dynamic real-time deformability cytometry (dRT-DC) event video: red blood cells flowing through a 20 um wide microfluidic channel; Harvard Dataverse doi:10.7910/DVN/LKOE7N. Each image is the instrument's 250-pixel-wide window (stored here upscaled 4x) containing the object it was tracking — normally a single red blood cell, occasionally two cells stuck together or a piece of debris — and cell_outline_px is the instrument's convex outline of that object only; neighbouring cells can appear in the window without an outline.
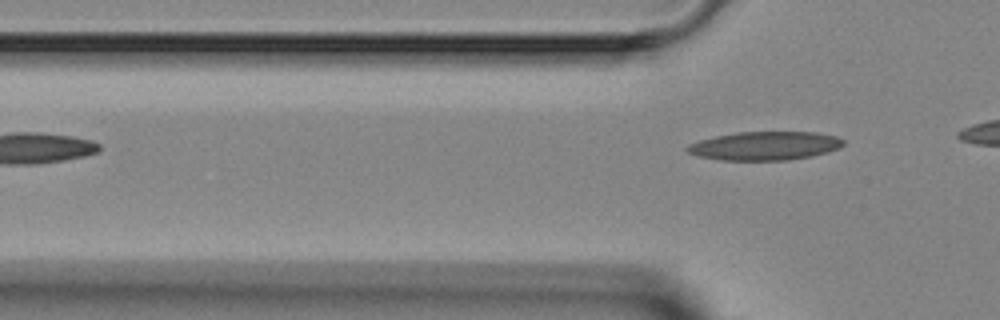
{"species": "Egyptian fruit bat (a non-hibernating species)", "species_latin": "Rousettus aegyptiacus", "temperature_condition": "room temperature", "stored_images_in_passage": 3, "camera_frame_rate_fps": 3000, "um_per_image_px": 0.085, "animal": {"sex": "female"}, "frame": {"image": 1, "passage_image": 3, "time_ms": 2.333, "image_size_px": [1000, 320], "cell_outline_px": [[844, 144], [840, 148], [828, 152], [812, 156], [788, 160], [720, 160], [696, 156], [688, 152], [684, 148], [688, 144], [700, 140], [716, 136], [736, 132], [816, 132], [836, 136], [844, 140]], "centroid_in_image_um": [65.01, 12.4], "position_along_channel_um": 60.8, "area_um2": 26.18}}